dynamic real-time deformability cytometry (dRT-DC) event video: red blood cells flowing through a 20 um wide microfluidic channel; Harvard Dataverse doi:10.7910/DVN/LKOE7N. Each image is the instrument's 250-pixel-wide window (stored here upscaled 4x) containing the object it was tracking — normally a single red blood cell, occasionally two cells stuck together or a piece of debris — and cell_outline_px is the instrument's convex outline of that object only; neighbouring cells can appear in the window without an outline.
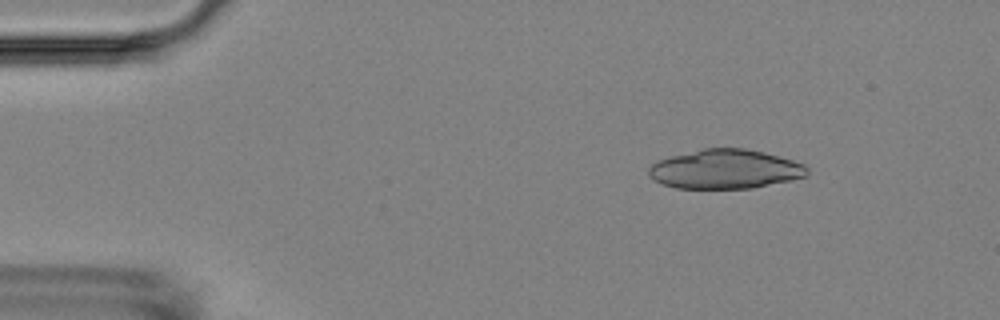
{"species": "Egyptian fruit bat (a non-hibernating species)", "species_latin": "Rousettus aegyptiacus", "temperature_condition": "room temperature", "stored_images_in_passage": 5, "camera_frame_rate_fps": 3000, "um_per_image_px": 0.085, "animal": {"sex": "female"}, "frame": {"image": 1, "passage_image": 3, "time_ms": 2.0, "image_size_px": [1000, 320], "cell_outline_px": [[808, 172], [804, 176], [792, 180], [752, 188], [676, 188], [664, 184], [648, 176], [648, 168], [652, 164], [660, 160], [672, 156], [704, 148], [744, 148], [764, 152], [792, 160], [804, 164], [808, 168]], "centroid_in_image_um": [61.65, 14.38], "position_along_channel_um": 23.3, "area_um2": 35.95}}